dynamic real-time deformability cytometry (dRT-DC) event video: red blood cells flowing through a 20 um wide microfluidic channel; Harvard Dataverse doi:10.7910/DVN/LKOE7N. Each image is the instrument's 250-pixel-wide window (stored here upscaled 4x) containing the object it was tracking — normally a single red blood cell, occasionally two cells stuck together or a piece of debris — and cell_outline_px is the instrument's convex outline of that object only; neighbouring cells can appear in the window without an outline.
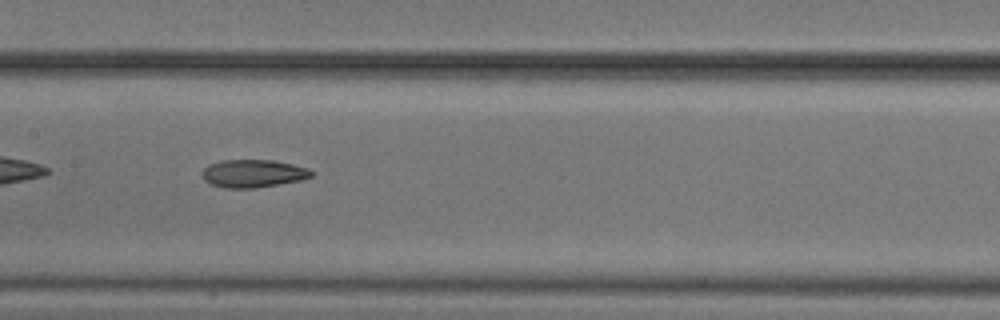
{"species": "common noctule bat (a hibernating species)", "species_latin": "Nyctalus noctula", "temperature_condition": "cold", "stored_images_in_passage": 33, "camera_frame_rate_fps": 3000, "um_per_image_px": 0.085, "animal": {"sex": "male", "body_mass_g": 20.5, "forearm_length_mm": 52.5}, "frame": {"image": 1, "passage_image": 10, "time_ms": 3.0, "image_size_px": [1000, 320], "cell_outline_px": [[312, 176], [304, 180], [256, 188], [224, 188], [212, 184], [204, 180], [200, 172], [208, 164], [224, 160], [272, 160], [292, 164], [308, 168], [312, 172]], "centroid_in_image_um": [21.51, 14.75], "position_along_channel_um": 185.9, "area_um2": 17.86}}